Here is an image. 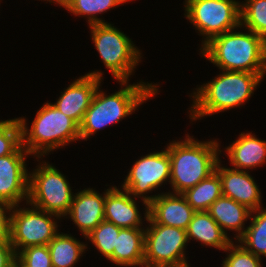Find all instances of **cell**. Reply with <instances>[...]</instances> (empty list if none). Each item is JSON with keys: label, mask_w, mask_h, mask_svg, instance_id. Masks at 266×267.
Masks as SVG:
<instances>
[{"label": "cell", "mask_w": 266, "mask_h": 267, "mask_svg": "<svg viewBox=\"0 0 266 267\" xmlns=\"http://www.w3.org/2000/svg\"><path fill=\"white\" fill-rule=\"evenodd\" d=\"M249 33L233 32L211 38L200 48L202 56L220 70L257 73L266 75V40Z\"/></svg>", "instance_id": "obj_1"}, {"label": "cell", "mask_w": 266, "mask_h": 267, "mask_svg": "<svg viewBox=\"0 0 266 267\" xmlns=\"http://www.w3.org/2000/svg\"><path fill=\"white\" fill-rule=\"evenodd\" d=\"M119 83H121V87H126L111 95L100 91L98 86L91 105L79 125L80 139L86 140L101 128L117 123L131 115L139 105L159 91L158 85L148 82L146 84L141 81L133 85H128V81H119Z\"/></svg>", "instance_id": "obj_2"}, {"label": "cell", "mask_w": 266, "mask_h": 267, "mask_svg": "<svg viewBox=\"0 0 266 267\" xmlns=\"http://www.w3.org/2000/svg\"><path fill=\"white\" fill-rule=\"evenodd\" d=\"M263 78L257 73L225 71L192 93L193 105L190 119L193 121L239 107L249 100Z\"/></svg>", "instance_id": "obj_3"}, {"label": "cell", "mask_w": 266, "mask_h": 267, "mask_svg": "<svg viewBox=\"0 0 266 267\" xmlns=\"http://www.w3.org/2000/svg\"><path fill=\"white\" fill-rule=\"evenodd\" d=\"M169 153L170 184L173 193H184L215 172L221 150L215 140L206 142L186 134L185 140L173 141L167 146Z\"/></svg>", "instance_id": "obj_4"}, {"label": "cell", "mask_w": 266, "mask_h": 267, "mask_svg": "<svg viewBox=\"0 0 266 267\" xmlns=\"http://www.w3.org/2000/svg\"><path fill=\"white\" fill-rule=\"evenodd\" d=\"M18 120L21 125L22 146L37 158L60 146L80 140L79 125L52 103H45L37 111L30 129L27 128L26 119L21 117Z\"/></svg>", "instance_id": "obj_5"}, {"label": "cell", "mask_w": 266, "mask_h": 267, "mask_svg": "<svg viewBox=\"0 0 266 267\" xmlns=\"http://www.w3.org/2000/svg\"><path fill=\"white\" fill-rule=\"evenodd\" d=\"M110 23L89 25L95 48L107 69L118 81H128L141 59V51L129 38Z\"/></svg>", "instance_id": "obj_6"}, {"label": "cell", "mask_w": 266, "mask_h": 267, "mask_svg": "<svg viewBox=\"0 0 266 267\" xmlns=\"http://www.w3.org/2000/svg\"><path fill=\"white\" fill-rule=\"evenodd\" d=\"M43 163L29 173L27 204L64 217L70 209L74 194L64 174L55 166Z\"/></svg>", "instance_id": "obj_7"}, {"label": "cell", "mask_w": 266, "mask_h": 267, "mask_svg": "<svg viewBox=\"0 0 266 267\" xmlns=\"http://www.w3.org/2000/svg\"><path fill=\"white\" fill-rule=\"evenodd\" d=\"M185 16L201 35L211 38L241 26L240 4L235 0H185Z\"/></svg>", "instance_id": "obj_8"}, {"label": "cell", "mask_w": 266, "mask_h": 267, "mask_svg": "<svg viewBox=\"0 0 266 267\" xmlns=\"http://www.w3.org/2000/svg\"><path fill=\"white\" fill-rule=\"evenodd\" d=\"M17 207L19 205L13 206L10 213V243L15 254L29 246L48 245L58 234L54 221V217L61 218L58 215L34 206L31 209Z\"/></svg>", "instance_id": "obj_9"}, {"label": "cell", "mask_w": 266, "mask_h": 267, "mask_svg": "<svg viewBox=\"0 0 266 267\" xmlns=\"http://www.w3.org/2000/svg\"><path fill=\"white\" fill-rule=\"evenodd\" d=\"M145 229L144 267H183L188 242L186 230L161 224Z\"/></svg>", "instance_id": "obj_10"}, {"label": "cell", "mask_w": 266, "mask_h": 267, "mask_svg": "<svg viewBox=\"0 0 266 267\" xmlns=\"http://www.w3.org/2000/svg\"><path fill=\"white\" fill-rule=\"evenodd\" d=\"M170 168L169 153L167 149L161 150V152L150 153L137 160L124 180L122 188L133 197L142 198L145 206V219L148 218V203L157 197V195L147 196L146 194L166 181L170 183Z\"/></svg>", "instance_id": "obj_11"}, {"label": "cell", "mask_w": 266, "mask_h": 267, "mask_svg": "<svg viewBox=\"0 0 266 267\" xmlns=\"http://www.w3.org/2000/svg\"><path fill=\"white\" fill-rule=\"evenodd\" d=\"M30 155L22 144L10 155L0 157V199L12 206L28 201L29 172L25 157Z\"/></svg>", "instance_id": "obj_12"}, {"label": "cell", "mask_w": 266, "mask_h": 267, "mask_svg": "<svg viewBox=\"0 0 266 267\" xmlns=\"http://www.w3.org/2000/svg\"><path fill=\"white\" fill-rule=\"evenodd\" d=\"M102 75L101 71H92L74 80L64 92H61V96L53 105L80 125L100 86Z\"/></svg>", "instance_id": "obj_13"}, {"label": "cell", "mask_w": 266, "mask_h": 267, "mask_svg": "<svg viewBox=\"0 0 266 267\" xmlns=\"http://www.w3.org/2000/svg\"><path fill=\"white\" fill-rule=\"evenodd\" d=\"M195 212L183 194L161 193L148 203L146 221L186 230Z\"/></svg>", "instance_id": "obj_14"}, {"label": "cell", "mask_w": 266, "mask_h": 267, "mask_svg": "<svg viewBox=\"0 0 266 267\" xmlns=\"http://www.w3.org/2000/svg\"><path fill=\"white\" fill-rule=\"evenodd\" d=\"M216 164L215 172L219 175L222 195L245 205L251 211L262 207L261 192L253 177L246 170H236Z\"/></svg>", "instance_id": "obj_15"}, {"label": "cell", "mask_w": 266, "mask_h": 267, "mask_svg": "<svg viewBox=\"0 0 266 267\" xmlns=\"http://www.w3.org/2000/svg\"><path fill=\"white\" fill-rule=\"evenodd\" d=\"M104 196L94 189H84L77 192L72 200L67 216L72 219L85 237L104 221Z\"/></svg>", "instance_id": "obj_16"}, {"label": "cell", "mask_w": 266, "mask_h": 267, "mask_svg": "<svg viewBox=\"0 0 266 267\" xmlns=\"http://www.w3.org/2000/svg\"><path fill=\"white\" fill-rule=\"evenodd\" d=\"M124 190V191H123ZM104 219L120 228H142L135 197L116 186L105 190Z\"/></svg>", "instance_id": "obj_17"}, {"label": "cell", "mask_w": 266, "mask_h": 267, "mask_svg": "<svg viewBox=\"0 0 266 267\" xmlns=\"http://www.w3.org/2000/svg\"><path fill=\"white\" fill-rule=\"evenodd\" d=\"M226 149L233 169H251L266 162V141L258 139L252 133H241L236 141Z\"/></svg>", "instance_id": "obj_18"}, {"label": "cell", "mask_w": 266, "mask_h": 267, "mask_svg": "<svg viewBox=\"0 0 266 267\" xmlns=\"http://www.w3.org/2000/svg\"><path fill=\"white\" fill-rule=\"evenodd\" d=\"M144 228H121L113 254L107 259L116 265L144 267Z\"/></svg>", "instance_id": "obj_19"}, {"label": "cell", "mask_w": 266, "mask_h": 267, "mask_svg": "<svg viewBox=\"0 0 266 267\" xmlns=\"http://www.w3.org/2000/svg\"><path fill=\"white\" fill-rule=\"evenodd\" d=\"M207 212L226 234V230L236 231L237 235L234 237L236 240L244 234L246 230L244 222L252 213L245 205L223 195L210 205Z\"/></svg>", "instance_id": "obj_20"}, {"label": "cell", "mask_w": 266, "mask_h": 267, "mask_svg": "<svg viewBox=\"0 0 266 267\" xmlns=\"http://www.w3.org/2000/svg\"><path fill=\"white\" fill-rule=\"evenodd\" d=\"M186 234L188 242L193 238L205 246L219 250H225L233 242L207 211H198L193 214Z\"/></svg>", "instance_id": "obj_21"}, {"label": "cell", "mask_w": 266, "mask_h": 267, "mask_svg": "<svg viewBox=\"0 0 266 267\" xmlns=\"http://www.w3.org/2000/svg\"><path fill=\"white\" fill-rule=\"evenodd\" d=\"M52 267H74L87 245L69 234L60 232L47 245Z\"/></svg>", "instance_id": "obj_22"}, {"label": "cell", "mask_w": 266, "mask_h": 267, "mask_svg": "<svg viewBox=\"0 0 266 267\" xmlns=\"http://www.w3.org/2000/svg\"><path fill=\"white\" fill-rule=\"evenodd\" d=\"M182 194L196 212L208 211L210 205L222 196L220 177L214 172Z\"/></svg>", "instance_id": "obj_23"}, {"label": "cell", "mask_w": 266, "mask_h": 267, "mask_svg": "<svg viewBox=\"0 0 266 267\" xmlns=\"http://www.w3.org/2000/svg\"><path fill=\"white\" fill-rule=\"evenodd\" d=\"M262 208L252 211L255 216L251 213L250 225L238 239V244L260 258L266 257V208Z\"/></svg>", "instance_id": "obj_24"}, {"label": "cell", "mask_w": 266, "mask_h": 267, "mask_svg": "<svg viewBox=\"0 0 266 267\" xmlns=\"http://www.w3.org/2000/svg\"><path fill=\"white\" fill-rule=\"evenodd\" d=\"M131 0H67L62 6L69 12L81 16H88V24L107 23L96 15L115 8Z\"/></svg>", "instance_id": "obj_25"}, {"label": "cell", "mask_w": 266, "mask_h": 267, "mask_svg": "<svg viewBox=\"0 0 266 267\" xmlns=\"http://www.w3.org/2000/svg\"><path fill=\"white\" fill-rule=\"evenodd\" d=\"M240 4L241 26L266 40V0H245Z\"/></svg>", "instance_id": "obj_26"}, {"label": "cell", "mask_w": 266, "mask_h": 267, "mask_svg": "<svg viewBox=\"0 0 266 267\" xmlns=\"http://www.w3.org/2000/svg\"><path fill=\"white\" fill-rule=\"evenodd\" d=\"M120 229L115 224L104 220L85 238L92 242L96 249L108 259L113 254Z\"/></svg>", "instance_id": "obj_27"}, {"label": "cell", "mask_w": 266, "mask_h": 267, "mask_svg": "<svg viewBox=\"0 0 266 267\" xmlns=\"http://www.w3.org/2000/svg\"><path fill=\"white\" fill-rule=\"evenodd\" d=\"M22 144L18 118L0 121V157L12 154Z\"/></svg>", "instance_id": "obj_28"}, {"label": "cell", "mask_w": 266, "mask_h": 267, "mask_svg": "<svg viewBox=\"0 0 266 267\" xmlns=\"http://www.w3.org/2000/svg\"><path fill=\"white\" fill-rule=\"evenodd\" d=\"M16 259L24 267H52L51 255L47 245L26 247L16 254Z\"/></svg>", "instance_id": "obj_29"}, {"label": "cell", "mask_w": 266, "mask_h": 267, "mask_svg": "<svg viewBox=\"0 0 266 267\" xmlns=\"http://www.w3.org/2000/svg\"><path fill=\"white\" fill-rule=\"evenodd\" d=\"M229 255L224 259L222 267H262L261 259L247 251L242 245L232 242L225 250Z\"/></svg>", "instance_id": "obj_30"}, {"label": "cell", "mask_w": 266, "mask_h": 267, "mask_svg": "<svg viewBox=\"0 0 266 267\" xmlns=\"http://www.w3.org/2000/svg\"><path fill=\"white\" fill-rule=\"evenodd\" d=\"M12 207L8 202L0 199V241H10V213ZM6 213L9 215L7 216Z\"/></svg>", "instance_id": "obj_31"}, {"label": "cell", "mask_w": 266, "mask_h": 267, "mask_svg": "<svg viewBox=\"0 0 266 267\" xmlns=\"http://www.w3.org/2000/svg\"><path fill=\"white\" fill-rule=\"evenodd\" d=\"M16 254L10 241H0V267H14Z\"/></svg>", "instance_id": "obj_32"}, {"label": "cell", "mask_w": 266, "mask_h": 267, "mask_svg": "<svg viewBox=\"0 0 266 267\" xmlns=\"http://www.w3.org/2000/svg\"><path fill=\"white\" fill-rule=\"evenodd\" d=\"M44 1H49L50 3H58L60 6H63L66 2H67V0H44Z\"/></svg>", "instance_id": "obj_33"}, {"label": "cell", "mask_w": 266, "mask_h": 267, "mask_svg": "<svg viewBox=\"0 0 266 267\" xmlns=\"http://www.w3.org/2000/svg\"><path fill=\"white\" fill-rule=\"evenodd\" d=\"M14 267H24V266L17 259H15Z\"/></svg>", "instance_id": "obj_34"}]
</instances>
